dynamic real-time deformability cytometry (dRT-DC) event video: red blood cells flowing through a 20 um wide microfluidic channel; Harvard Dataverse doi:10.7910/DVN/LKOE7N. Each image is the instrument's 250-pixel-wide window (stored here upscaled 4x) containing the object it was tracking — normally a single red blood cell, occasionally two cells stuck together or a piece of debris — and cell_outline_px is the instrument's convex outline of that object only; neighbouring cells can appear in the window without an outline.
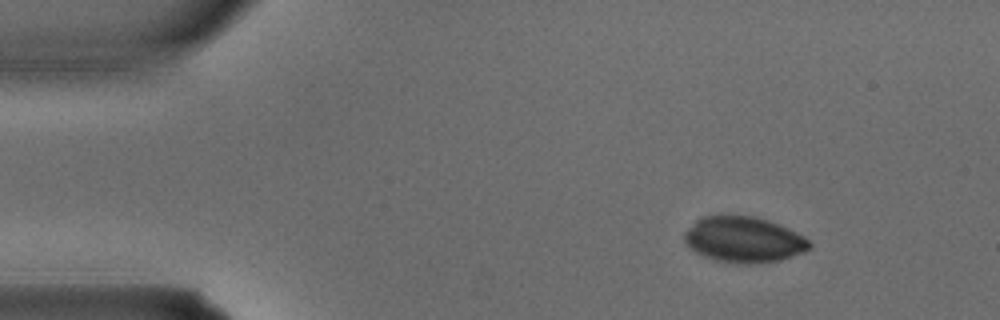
{"species": "common noctule bat (a hibernating species)", "species_latin": "Nyctalus noctula", "temperature_condition": "warm", "stored_images_in_passage": 2, "camera_frame_rate_fps": 3000, "um_per_image_px": 0.085, "animal": {"sex": "male", "body_mass_g": 15.6}, "frame": {"image": 1, "passage_image": 1, "time_ms": 0.0, "image_size_px": [1000, 320], "cell_outline_px": [[812, 248], [804, 252], [780, 260], [748, 264], [740, 264], [716, 260], [704, 256], [696, 252], [684, 240], [684, 232], [696, 220], [704, 216], [752, 216], [768, 220], [788, 228], [804, 236], [812, 244]], "centroid_in_image_um": [63.24, 20.37], "position_along_channel_um": 21.8, "area_um2": 33.12}}